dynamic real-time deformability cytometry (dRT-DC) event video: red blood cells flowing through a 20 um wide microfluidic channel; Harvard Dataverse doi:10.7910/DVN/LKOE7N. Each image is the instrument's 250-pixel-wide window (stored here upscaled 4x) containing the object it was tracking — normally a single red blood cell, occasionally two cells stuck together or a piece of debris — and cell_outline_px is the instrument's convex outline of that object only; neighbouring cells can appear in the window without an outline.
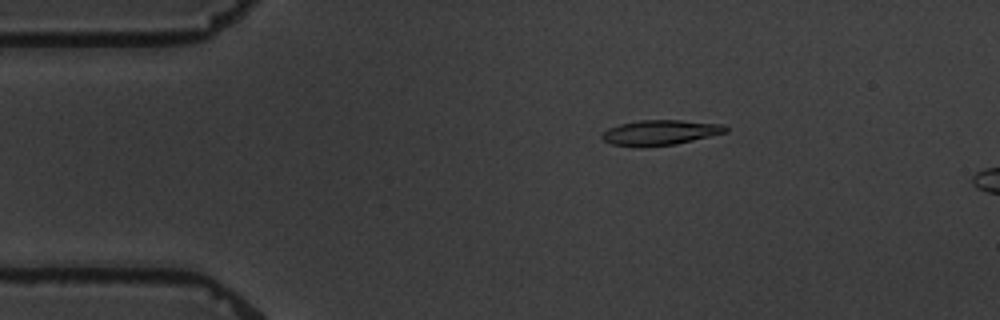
{"species": "common noctule bat (a hibernating species)", "species_latin": "Nyctalus noctula", "temperature_condition": "warm", "stored_images_in_passage": 3, "camera_frame_rate_fps": 3000, "um_per_image_px": 0.085, "animal": {"sex": "male", "body_mass_g": 19.5, "forearm_length_mm": 54.6}, "frame": {"image": 1, "passage_image": 2, "time_ms": 1.0, "image_size_px": [1000, 320], "cell_outline_px": [[728, 132], [676, 144], [640, 148], [636, 148], [612, 144], [604, 140], [600, 136], [608, 128], [620, 124], [640, 120], [680, 120], [724, 124], [728, 128]], "centroid_in_image_um": [56.12, 11.28], "position_along_channel_um": 28.9, "area_um2": 18.32}}